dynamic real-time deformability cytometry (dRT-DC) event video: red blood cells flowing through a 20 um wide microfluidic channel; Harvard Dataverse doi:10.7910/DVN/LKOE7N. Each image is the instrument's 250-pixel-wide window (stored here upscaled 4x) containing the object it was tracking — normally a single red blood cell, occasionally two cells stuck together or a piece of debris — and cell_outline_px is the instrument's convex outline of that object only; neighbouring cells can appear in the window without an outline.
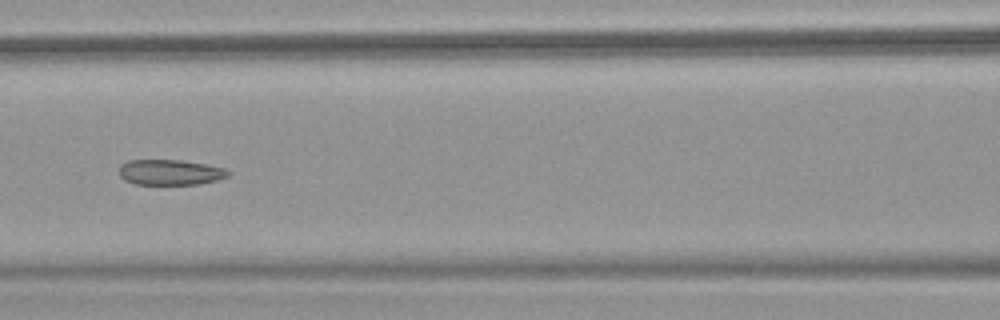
{"species": "common noctule bat (a hibernating species)", "species_latin": "Nyctalus noctula", "temperature_condition": "warm", "stored_images_in_passage": 26, "camera_frame_rate_fps": 3000, "um_per_image_px": 0.085, "animal": {"sex": "female", "body_mass_g": 18.4}, "frame": {"image": 1, "passage_image": 9, "time_ms": 2.667, "image_size_px": [1000, 320], "cell_outline_px": [[232, 172], [228, 176], [216, 180], [200, 184], [136, 184], [124, 180], [120, 176], [120, 164], [128, 160], [180, 160], [204, 164], [224, 168]], "centroid_in_image_um": [14.46, 14.64], "position_along_channel_um": 152.1, "area_um2": 16.13}}
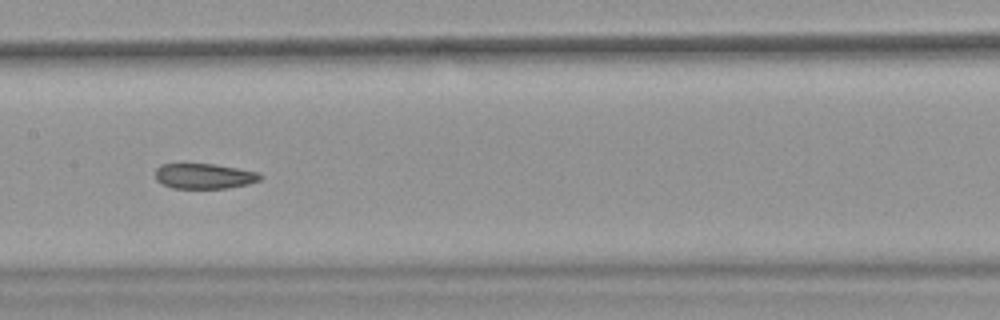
{"frame": {"image": 2, "passage_image": 12, "time_ms": 3.667, "image_size_px": [1000, 320], "cell_outline_px": [[264, 176], [260, 180], [248, 184], [228, 188], [172, 188], [160, 184], [156, 180], [156, 168], [160, 164], [216, 164], [260, 172]], "centroid_in_image_um": [17.38, 14.97], "position_along_channel_um": 190.0, "area_um2": 15.66}}